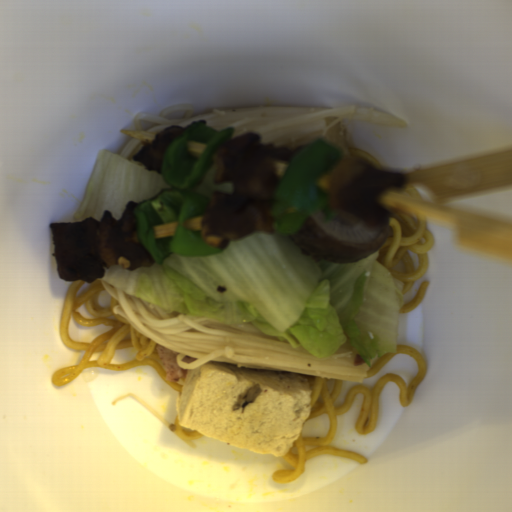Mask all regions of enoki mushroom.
Returning a JSON list of instances; mask_svg holds the SVG:
<instances>
[{"instance_id":"cea9216a","label":"enoki mushroom","mask_w":512,"mask_h":512,"mask_svg":"<svg viewBox=\"0 0 512 512\" xmlns=\"http://www.w3.org/2000/svg\"><path fill=\"white\" fill-rule=\"evenodd\" d=\"M118 302L113 314H121L140 334L176 353L178 366L194 370L206 363L251 367L292 375L315 376L363 383L371 366L354 365L357 350L343 344L327 358L271 338L252 323H222L181 312H163L143 298L126 293L102 280ZM197 357L192 364L184 356Z\"/></svg>"},{"instance_id":"6f350940","label":"enoki mushroom","mask_w":512,"mask_h":512,"mask_svg":"<svg viewBox=\"0 0 512 512\" xmlns=\"http://www.w3.org/2000/svg\"><path fill=\"white\" fill-rule=\"evenodd\" d=\"M126 398H132L135 401H137L139 404L144 406L149 412H151L160 422H162L169 431L175 432V424H171L168 420H166L163 416H161L158 412H156L153 408H151L148 404L140 400L138 397L133 395L132 393H128L124 396L119 397L115 401L112 402L111 405H116L119 400H125Z\"/></svg>"},{"instance_id":"6df1b440","label":"enoki mushroom","mask_w":512,"mask_h":512,"mask_svg":"<svg viewBox=\"0 0 512 512\" xmlns=\"http://www.w3.org/2000/svg\"><path fill=\"white\" fill-rule=\"evenodd\" d=\"M194 106L175 104L162 110L159 116L137 114L136 130L144 131L142 121L157 126L148 132L158 133L168 126L187 127L195 120H205L216 129L234 128L233 139L245 133L259 135L260 141L297 151L299 154L314 140L327 139L350 156L347 124L373 122L391 127L405 126L401 117L366 107L314 108L300 106H261L233 110L214 109L211 114L192 117Z\"/></svg>"},{"instance_id":"5e9bcc2f","label":"enoki mushroom","mask_w":512,"mask_h":512,"mask_svg":"<svg viewBox=\"0 0 512 512\" xmlns=\"http://www.w3.org/2000/svg\"><path fill=\"white\" fill-rule=\"evenodd\" d=\"M145 145V142L140 138H131L122 148L119 153V156L122 158H127L134 160L133 157L135 154L140 152L141 148Z\"/></svg>"}]
</instances>
